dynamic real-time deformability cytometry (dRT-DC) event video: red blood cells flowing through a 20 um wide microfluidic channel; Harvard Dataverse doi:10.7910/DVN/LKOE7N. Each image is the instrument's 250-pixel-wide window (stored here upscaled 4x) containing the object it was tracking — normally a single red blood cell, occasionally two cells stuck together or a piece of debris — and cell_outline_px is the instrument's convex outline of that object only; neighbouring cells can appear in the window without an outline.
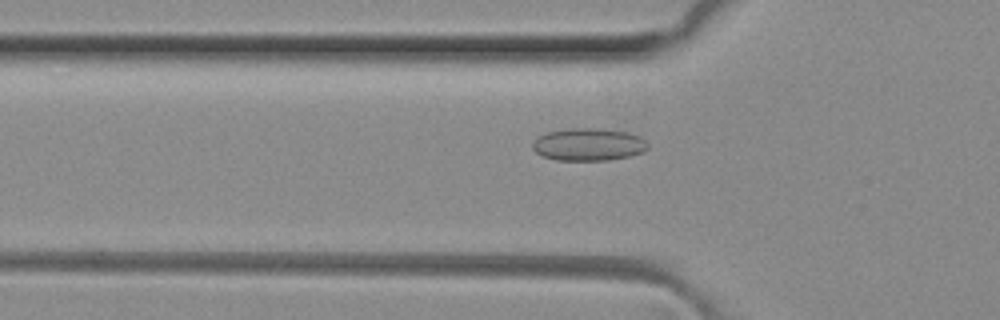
{"species": "common noctule bat (a hibernating species)", "species_latin": "Nyctalus noctula", "temperature_condition": "room temperature", "stored_images_in_passage": 30, "camera_frame_rate_fps": 3000, "um_per_image_px": 0.085, "animal": {"sex": "female", "body_mass_g": 29.2, "forearm_length_mm": 56.3}, "frame": {"image": 1, "passage_image": 2, "time_ms": 0.333, "image_size_px": [1000, 320], "cell_outline_px": [[648, 148], [644, 152], [628, 156], [608, 160], [556, 160], [544, 156], [536, 152], [532, 148], [532, 144], [540, 136], [548, 132], [572, 128], [596, 128], [628, 132], [640, 136], [648, 144]], "centroid_in_image_um": [50.05, 12.28], "position_along_channel_um": 75.7, "area_um2": 21.68}}
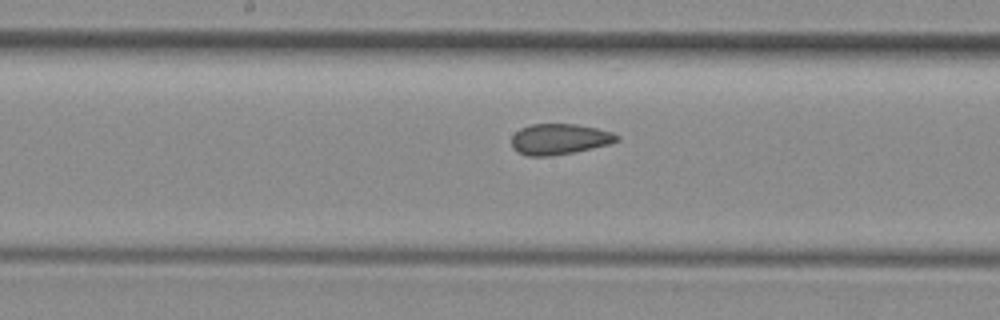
{"frame": {"image": 2, "passage_image": 11, "time_ms": 3.333, "image_size_px": [1000, 320], "cell_outline_px": [[620, 140], [608, 144], [592, 148], [572, 152], [548, 156], [528, 156], [512, 148], [512, 136], [520, 128], [532, 124], [576, 124], [596, 128], [612, 132], [620, 136]], "centroid_in_image_um": [47.56, 11.82], "position_along_channel_um": 200.6, "area_um2": 18.73}}
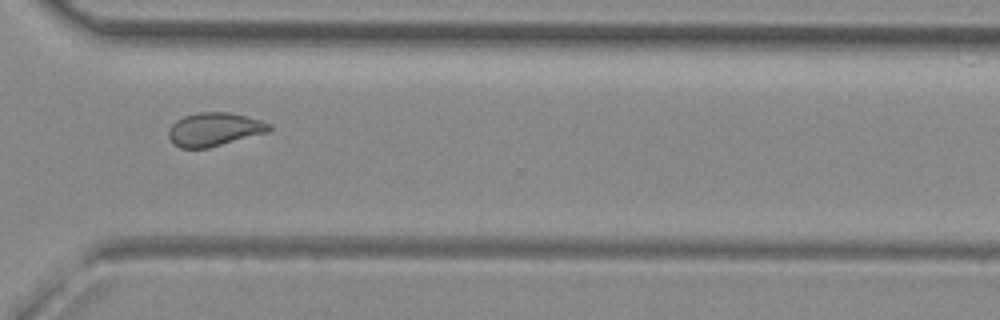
{"frame": {"image": 3, "passage_image": 22, "time_ms": 7.0, "image_size_px": [1000, 320], "cell_outline_px": [[272, 128], [268, 132], [208, 148], [180, 148], [172, 144], [168, 136], [168, 132], [172, 124], [176, 120], [184, 116], [200, 112], [228, 112], [260, 120], [268, 124]], "centroid_in_image_um": [18.17, 11.01], "position_along_channel_um": 352.4, "area_um2": 19.48}, "authors_computed_cell_mechanics": {"area_um2": 19.2763, "velocity_mm_per_s": 4.1409, "shape_relaxation_time_tau1_ms": null, "shape_relaxation_time_tau2_ms": 1.7272, "deformation_change_tau1": null, "deformation_change_tau2": 0.0789}}